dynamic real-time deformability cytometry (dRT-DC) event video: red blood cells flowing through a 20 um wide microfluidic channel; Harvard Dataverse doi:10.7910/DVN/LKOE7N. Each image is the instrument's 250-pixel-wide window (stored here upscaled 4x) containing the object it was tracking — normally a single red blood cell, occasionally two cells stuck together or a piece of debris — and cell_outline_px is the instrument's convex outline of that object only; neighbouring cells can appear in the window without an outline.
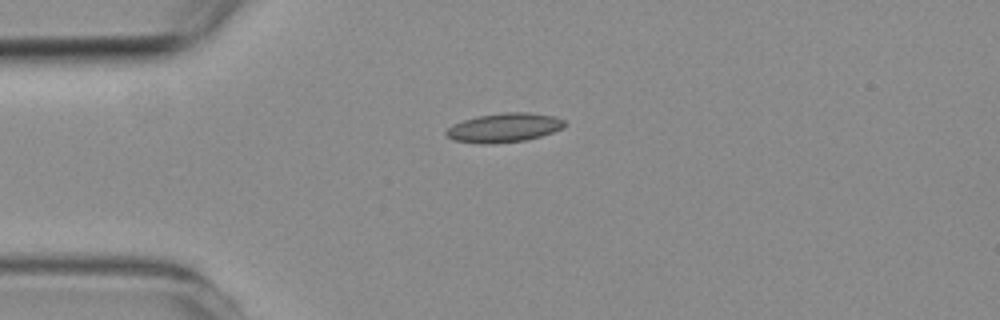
{"species": "common noctule bat (a hibernating species)", "species_latin": "Nyctalus noctula", "temperature_condition": "room temperature", "stored_images_in_passage": 4, "camera_frame_rate_fps": 3000, "um_per_image_px": 0.085, "animal": {"sex": "female", "body_mass_g": 19.3, "forearm_length_mm": 54.1}, "frame": {"image": 1, "passage_image": 1, "time_ms": 0.0, "image_size_px": [1000, 320], "cell_outline_px": [[568, 124], [564, 128], [540, 136], [524, 140], [492, 144], [484, 144], [452, 140], [444, 132], [452, 124], [464, 120], [480, 116], [504, 112], [528, 112], [552, 116], [564, 120]], "centroid_in_image_um": [42.86, 10.85], "position_along_channel_um": 42.1, "area_um2": 20.0}}
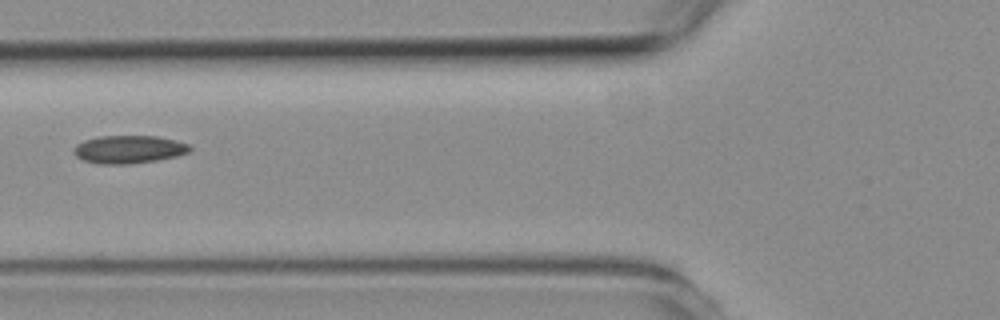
{"frame": {"image": 2, "passage_image": 3, "time_ms": 2.333, "image_size_px": [1000, 320], "cell_outline_px": [[192, 148], [188, 152], [176, 156], [156, 160], [128, 164], [100, 164], [84, 160], [76, 156], [72, 152], [72, 148], [76, 144], [84, 140], [100, 136], [156, 136], [176, 140], [188, 144]], "centroid_in_image_um": [10.92, 12.69], "position_along_channel_um": 114.9, "area_um2": 18.9}}
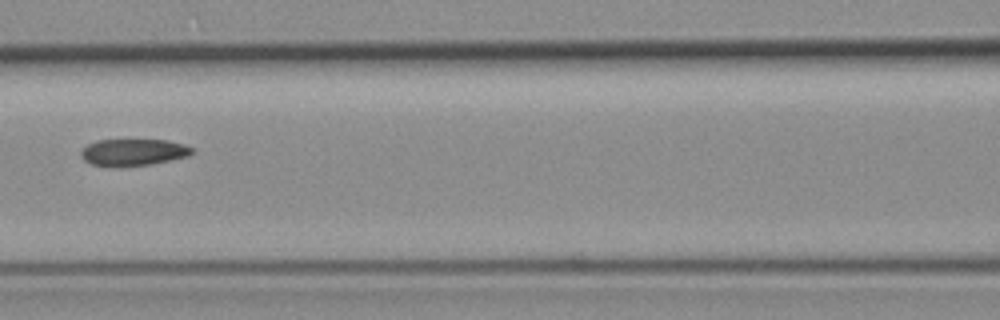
{"frame": {"image": 3, "passage_image": 4, "time_ms": 3.333, "image_size_px": [1000, 320], "cell_outline_px": [[192, 152], [188, 156], [152, 164], [92, 164], [84, 160], [80, 156], [80, 152], [88, 144], [96, 140], [168, 140], [184, 144], [192, 148]], "centroid_in_image_um": [11.35, 12.9], "position_along_channel_um": 155.2, "area_um2": 16.65}}